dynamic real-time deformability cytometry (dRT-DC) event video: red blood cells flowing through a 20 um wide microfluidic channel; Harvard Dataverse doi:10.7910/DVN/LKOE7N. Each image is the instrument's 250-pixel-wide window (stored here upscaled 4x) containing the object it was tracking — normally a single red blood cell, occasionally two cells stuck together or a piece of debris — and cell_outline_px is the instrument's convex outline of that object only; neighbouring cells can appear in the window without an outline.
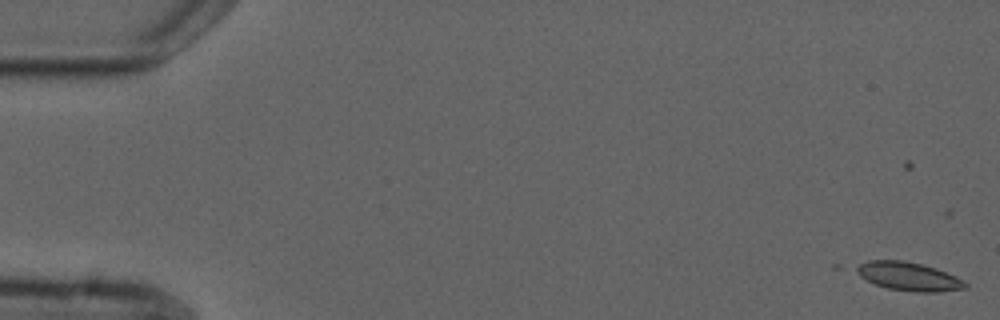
{"species": "common noctule bat (a hibernating species)", "species_latin": "Nyctalus noctula", "temperature_condition": "cold", "stored_images_in_passage": 4, "camera_frame_rate_fps": 3000, "um_per_image_px": 0.085, "animal": {"sex": "male", "forearm_length_mm": 52.5}, "frame": {"image": 1, "passage_image": 1, "time_ms": 0.0, "image_size_px": [1000, 320], "cell_outline_px": [[968, 288], [940, 292], [916, 292], [888, 288], [876, 284], [860, 276], [848, 268], [868, 260], [904, 260], [924, 264], [936, 268], [956, 276], [968, 284]], "centroid_in_image_um": [77.19, 23.48], "position_along_channel_um": 7.8, "area_um2": 18.44}}